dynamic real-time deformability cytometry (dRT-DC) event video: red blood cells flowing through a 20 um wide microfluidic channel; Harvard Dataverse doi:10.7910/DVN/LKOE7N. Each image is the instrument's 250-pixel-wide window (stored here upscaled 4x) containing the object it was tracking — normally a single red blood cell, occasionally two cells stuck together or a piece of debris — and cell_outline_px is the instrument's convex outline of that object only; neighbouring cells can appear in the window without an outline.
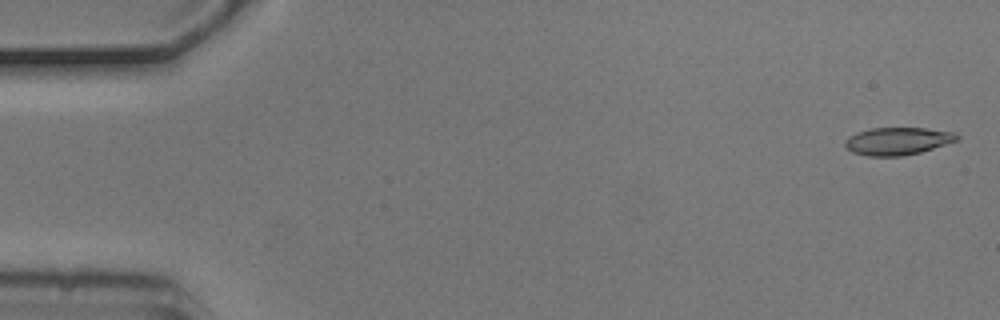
{"species": "common noctule bat (a hibernating species)", "species_latin": "Nyctalus noctula", "temperature_condition": "cold", "stored_images_in_passage": 5, "camera_frame_rate_fps": 3000, "um_per_image_px": 0.085, "animal": {"sex": "male", "body_mass_g": 20.5, "forearm_length_mm": 52.5}, "frame": {"image": 1, "passage_image": 1, "time_ms": 0.0, "image_size_px": [1000, 320], "cell_outline_px": [[960, 136], [956, 140], [920, 152], [900, 156], [868, 156], [852, 152], [844, 144], [844, 140], [848, 136], [856, 132], [872, 128], [924, 128], [956, 132]], "centroid_in_image_um": [76.26, 11.98], "position_along_channel_um": 8.7, "area_um2": 17.86}}